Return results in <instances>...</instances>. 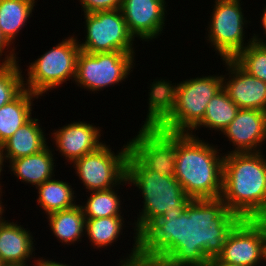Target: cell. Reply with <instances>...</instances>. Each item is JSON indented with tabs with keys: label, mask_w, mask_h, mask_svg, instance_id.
Returning <instances> with one entry per match:
<instances>
[{
	"label": "cell",
	"mask_w": 266,
	"mask_h": 266,
	"mask_svg": "<svg viewBox=\"0 0 266 266\" xmlns=\"http://www.w3.org/2000/svg\"><path fill=\"white\" fill-rule=\"evenodd\" d=\"M126 178L143 198V208L130 225L145 244H165L187 251L202 241L207 213L186 195L174 176L149 170L130 151Z\"/></svg>",
	"instance_id": "cell-1"
},
{
	"label": "cell",
	"mask_w": 266,
	"mask_h": 266,
	"mask_svg": "<svg viewBox=\"0 0 266 266\" xmlns=\"http://www.w3.org/2000/svg\"><path fill=\"white\" fill-rule=\"evenodd\" d=\"M149 87L146 117L163 130L189 133L203 119L211 98L223 88V74L179 83L159 78Z\"/></svg>",
	"instance_id": "cell-2"
},
{
	"label": "cell",
	"mask_w": 266,
	"mask_h": 266,
	"mask_svg": "<svg viewBox=\"0 0 266 266\" xmlns=\"http://www.w3.org/2000/svg\"><path fill=\"white\" fill-rule=\"evenodd\" d=\"M265 213L266 157L263 151L225 154L222 194L207 216L260 219Z\"/></svg>",
	"instance_id": "cell-3"
},
{
	"label": "cell",
	"mask_w": 266,
	"mask_h": 266,
	"mask_svg": "<svg viewBox=\"0 0 266 266\" xmlns=\"http://www.w3.org/2000/svg\"><path fill=\"white\" fill-rule=\"evenodd\" d=\"M223 154L218 146L198 136L177 132L174 177L186 195L207 214L222 194Z\"/></svg>",
	"instance_id": "cell-4"
},
{
	"label": "cell",
	"mask_w": 266,
	"mask_h": 266,
	"mask_svg": "<svg viewBox=\"0 0 266 266\" xmlns=\"http://www.w3.org/2000/svg\"><path fill=\"white\" fill-rule=\"evenodd\" d=\"M202 242L223 262L241 266L266 264V225L261 219L207 216Z\"/></svg>",
	"instance_id": "cell-5"
},
{
	"label": "cell",
	"mask_w": 266,
	"mask_h": 266,
	"mask_svg": "<svg viewBox=\"0 0 266 266\" xmlns=\"http://www.w3.org/2000/svg\"><path fill=\"white\" fill-rule=\"evenodd\" d=\"M80 52L75 35L62 39L33 62H29L24 88L42 97L66 81L75 80L77 58Z\"/></svg>",
	"instance_id": "cell-6"
},
{
	"label": "cell",
	"mask_w": 266,
	"mask_h": 266,
	"mask_svg": "<svg viewBox=\"0 0 266 266\" xmlns=\"http://www.w3.org/2000/svg\"><path fill=\"white\" fill-rule=\"evenodd\" d=\"M241 0H215L208 22L206 42L214 48L220 59H233L253 38L245 42V29L251 21L244 17ZM246 18V20H245ZM245 28V29H244ZM245 42V43H244Z\"/></svg>",
	"instance_id": "cell-7"
},
{
	"label": "cell",
	"mask_w": 266,
	"mask_h": 266,
	"mask_svg": "<svg viewBox=\"0 0 266 266\" xmlns=\"http://www.w3.org/2000/svg\"><path fill=\"white\" fill-rule=\"evenodd\" d=\"M135 55L121 51L87 53L80 50L74 84L95 94L123 83L134 70Z\"/></svg>",
	"instance_id": "cell-8"
},
{
	"label": "cell",
	"mask_w": 266,
	"mask_h": 266,
	"mask_svg": "<svg viewBox=\"0 0 266 266\" xmlns=\"http://www.w3.org/2000/svg\"><path fill=\"white\" fill-rule=\"evenodd\" d=\"M110 145L104 144L97 150L75 160L72 167L87 192L109 190L117 187L126 178L129 142L115 154Z\"/></svg>",
	"instance_id": "cell-9"
},
{
	"label": "cell",
	"mask_w": 266,
	"mask_h": 266,
	"mask_svg": "<svg viewBox=\"0 0 266 266\" xmlns=\"http://www.w3.org/2000/svg\"><path fill=\"white\" fill-rule=\"evenodd\" d=\"M85 40H78L87 53L121 51L135 53L134 36L129 32L120 9L83 14ZM80 41V42H79Z\"/></svg>",
	"instance_id": "cell-10"
},
{
	"label": "cell",
	"mask_w": 266,
	"mask_h": 266,
	"mask_svg": "<svg viewBox=\"0 0 266 266\" xmlns=\"http://www.w3.org/2000/svg\"><path fill=\"white\" fill-rule=\"evenodd\" d=\"M129 140L130 151L151 171L161 176H174L177 132L159 128L149 117Z\"/></svg>",
	"instance_id": "cell-11"
},
{
	"label": "cell",
	"mask_w": 266,
	"mask_h": 266,
	"mask_svg": "<svg viewBox=\"0 0 266 266\" xmlns=\"http://www.w3.org/2000/svg\"><path fill=\"white\" fill-rule=\"evenodd\" d=\"M166 7V0H123L120 10L134 38L149 42L164 33Z\"/></svg>",
	"instance_id": "cell-12"
},
{
	"label": "cell",
	"mask_w": 266,
	"mask_h": 266,
	"mask_svg": "<svg viewBox=\"0 0 266 266\" xmlns=\"http://www.w3.org/2000/svg\"><path fill=\"white\" fill-rule=\"evenodd\" d=\"M101 128L85 121H72L59 129H54L50 135L56 145V151L72 165L84 155L97 150L104 143L101 138ZM102 141V142H101Z\"/></svg>",
	"instance_id": "cell-13"
},
{
	"label": "cell",
	"mask_w": 266,
	"mask_h": 266,
	"mask_svg": "<svg viewBox=\"0 0 266 266\" xmlns=\"http://www.w3.org/2000/svg\"><path fill=\"white\" fill-rule=\"evenodd\" d=\"M227 67L223 75V89L240 109L266 112V83L248 74L233 59H222ZM225 63V64H224ZM226 76V77H225Z\"/></svg>",
	"instance_id": "cell-14"
},
{
	"label": "cell",
	"mask_w": 266,
	"mask_h": 266,
	"mask_svg": "<svg viewBox=\"0 0 266 266\" xmlns=\"http://www.w3.org/2000/svg\"><path fill=\"white\" fill-rule=\"evenodd\" d=\"M234 150L227 153L261 152L266 141V112L239 109L233 121L221 132Z\"/></svg>",
	"instance_id": "cell-15"
},
{
	"label": "cell",
	"mask_w": 266,
	"mask_h": 266,
	"mask_svg": "<svg viewBox=\"0 0 266 266\" xmlns=\"http://www.w3.org/2000/svg\"><path fill=\"white\" fill-rule=\"evenodd\" d=\"M17 223V224H16ZM4 220L0 224V259L3 264L29 265L35 252L34 237L18 222ZM28 229V230H27ZM34 240V241H33ZM33 253V254H32Z\"/></svg>",
	"instance_id": "cell-16"
},
{
	"label": "cell",
	"mask_w": 266,
	"mask_h": 266,
	"mask_svg": "<svg viewBox=\"0 0 266 266\" xmlns=\"http://www.w3.org/2000/svg\"><path fill=\"white\" fill-rule=\"evenodd\" d=\"M48 145L40 152L13 159L8 168L21 182L35 188L45 181L55 178V153Z\"/></svg>",
	"instance_id": "cell-17"
},
{
	"label": "cell",
	"mask_w": 266,
	"mask_h": 266,
	"mask_svg": "<svg viewBox=\"0 0 266 266\" xmlns=\"http://www.w3.org/2000/svg\"><path fill=\"white\" fill-rule=\"evenodd\" d=\"M39 121V122H38ZM39 119L31 118L2 144L5 162L42 151L48 144ZM7 160V161H6Z\"/></svg>",
	"instance_id": "cell-18"
},
{
	"label": "cell",
	"mask_w": 266,
	"mask_h": 266,
	"mask_svg": "<svg viewBox=\"0 0 266 266\" xmlns=\"http://www.w3.org/2000/svg\"><path fill=\"white\" fill-rule=\"evenodd\" d=\"M40 96L24 89L15 99L0 107V144L32 118L34 99Z\"/></svg>",
	"instance_id": "cell-19"
},
{
	"label": "cell",
	"mask_w": 266,
	"mask_h": 266,
	"mask_svg": "<svg viewBox=\"0 0 266 266\" xmlns=\"http://www.w3.org/2000/svg\"><path fill=\"white\" fill-rule=\"evenodd\" d=\"M47 222L52 235L59 243L71 245L81 242L85 234V216L80 204L72 208L61 210L47 215ZM82 237V238H81Z\"/></svg>",
	"instance_id": "cell-20"
},
{
	"label": "cell",
	"mask_w": 266,
	"mask_h": 266,
	"mask_svg": "<svg viewBox=\"0 0 266 266\" xmlns=\"http://www.w3.org/2000/svg\"><path fill=\"white\" fill-rule=\"evenodd\" d=\"M37 0H0V31L14 47L15 38L32 17Z\"/></svg>",
	"instance_id": "cell-21"
},
{
	"label": "cell",
	"mask_w": 266,
	"mask_h": 266,
	"mask_svg": "<svg viewBox=\"0 0 266 266\" xmlns=\"http://www.w3.org/2000/svg\"><path fill=\"white\" fill-rule=\"evenodd\" d=\"M133 248L119 266H167L179 250L165 244H145L139 235H133ZM135 238V239H134Z\"/></svg>",
	"instance_id": "cell-22"
},
{
	"label": "cell",
	"mask_w": 266,
	"mask_h": 266,
	"mask_svg": "<svg viewBox=\"0 0 266 266\" xmlns=\"http://www.w3.org/2000/svg\"><path fill=\"white\" fill-rule=\"evenodd\" d=\"M73 189L70 183L52 178L36 187L39 194L37 204L46 215L72 208L77 205Z\"/></svg>",
	"instance_id": "cell-23"
},
{
	"label": "cell",
	"mask_w": 266,
	"mask_h": 266,
	"mask_svg": "<svg viewBox=\"0 0 266 266\" xmlns=\"http://www.w3.org/2000/svg\"><path fill=\"white\" fill-rule=\"evenodd\" d=\"M239 109L222 88L211 98L203 119L189 133L196 136L195 131L204 127V129L208 128V130L220 131L219 133L221 134L236 117Z\"/></svg>",
	"instance_id": "cell-24"
},
{
	"label": "cell",
	"mask_w": 266,
	"mask_h": 266,
	"mask_svg": "<svg viewBox=\"0 0 266 266\" xmlns=\"http://www.w3.org/2000/svg\"><path fill=\"white\" fill-rule=\"evenodd\" d=\"M126 186L128 184L125 178L117 188L114 187L109 190L90 191L86 203H82L81 207L84 212L85 219H96L101 217L124 216L122 214L121 195H118L120 185ZM117 189V190H116ZM85 204V205H84Z\"/></svg>",
	"instance_id": "cell-25"
},
{
	"label": "cell",
	"mask_w": 266,
	"mask_h": 266,
	"mask_svg": "<svg viewBox=\"0 0 266 266\" xmlns=\"http://www.w3.org/2000/svg\"><path fill=\"white\" fill-rule=\"evenodd\" d=\"M123 223H125L123 216L86 219L84 236L88 237L91 247L107 248L118 241L120 235H123Z\"/></svg>",
	"instance_id": "cell-26"
},
{
	"label": "cell",
	"mask_w": 266,
	"mask_h": 266,
	"mask_svg": "<svg viewBox=\"0 0 266 266\" xmlns=\"http://www.w3.org/2000/svg\"><path fill=\"white\" fill-rule=\"evenodd\" d=\"M259 35L253 33V42L233 60L248 74L266 83V40Z\"/></svg>",
	"instance_id": "cell-27"
},
{
	"label": "cell",
	"mask_w": 266,
	"mask_h": 266,
	"mask_svg": "<svg viewBox=\"0 0 266 266\" xmlns=\"http://www.w3.org/2000/svg\"><path fill=\"white\" fill-rule=\"evenodd\" d=\"M16 62L0 63V107L15 99L24 88V74Z\"/></svg>",
	"instance_id": "cell-28"
},
{
	"label": "cell",
	"mask_w": 266,
	"mask_h": 266,
	"mask_svg": "<svg viewBox=\"0 0 266 266\" xmlns=\"http://www.w3.org/2000/svg\"><path fill=\"white\" fill-rule=\"evenodd\" d=\"M187 252L201 266H241L221 261L202 241L192 245Z\"/></svg>",
	"instance_id": "cell-29"
},
{
	"label": "cell",
	"mask_w": 266,
	"mask_h": 266,
	"mask_svg": "<svg viewBox=\"0 0 266 266\" xmlns=\"http://www.w3.org/2000/svg\"><path fill=\"white\" fill-rule=\"evenodd\" d=\"M83 14L99 11L117 10L121 8L123 0H79Z\"/></svg>",
	"instance_id": "cell-30"
},
{
	"label": "cell",
	"mask_w": 266,
	"mask_h": 266,
	"mask_svg": "<svg viewBox=\"0 0 266 266\" xmlns=\"http://www.w3.org/2000/svg\"><path fill=\"white\" fill-rule=\"evenodd\" d=\"M12 49V50H11ZM8 50V51H5ZM16 48H13L3 37L0 31V63H11L16 62L19 58H17V53H15ZM5 51V52H4ZM4 54L5 57H2ZM8 53V54H7ZM2 60V62H1Z\"/></svg>",
	"instance_id": "cell-31"
},
{
	"label": "cell",
	"mask_w": 266,
	"mask_h": 266,
	"mask_svg": "<svg viewBox=\"0 0 266 266\" xmlns=\"http://www.w3.org/2000/svg\"><path fill=\"white\" fill-rule=\"evenodd\" d=\"M167 266H201L187 251H179Z\"/></svg>",
	"instance_id": "cell-32"
},
{
	"label": "cell",
	"mask_w": 266,
	"mask_h": 266,
	"mask_svg": "<svg viewBox=\"0 0 266 266\" xmlns=\"http://www.w3.org/2000/svg\"><path fill=\"white\" fill-rule=\"evenodd\" d=\"M34 264H32L33 266H71L69 264L66 263H62L61 262H57V261H53V259L49 260V259H43V257H40L39 259L35 258Z\"/></svg>",
	"instance_id": "cell-33"
},
{
	"label": "cell",
	"mask_w": 266,
	"mask_h": 266,
	"mask_svg": "<svg viewBox=\"0 0 266 266\" xmlns=\"http://www.w3.org/2000/svg\"><path fill=\"white\" fill-rule=\"evenodd\" d=\"M260 20H261V24L260 25H262L263 27V35H265L264 36V38L266 37V6H265V8L263 9V13H262V15H261V18H260Z\"/></svg>",
	"instance_id": "cell-34"
},
{
	"label": "cell",
	"mask_w": 266,
	"mask_h": 266,
	"mask_svg": "<svg viewBox=\"0 0 266 266\" xmlns=\"http://www.w3.org/2000/svg\"><path fill=\"white\" fill-rule=\"evenodd\" d=\"M4 155H3V150H2V145L0 144V176H1V172L4 170ZM3 168V169H2ZM2 180V179H0ZM1 182V181H0ZM0 187H2L1 183H0Z\"/></svg>",
	"instance_id": "cell-35"
},
{
	"label": "cell",
	"mask_w": 266,
	"mask_h": 266,
	"mask_svg": "<svg viewBox=\"0 0 266 266\" xmlns=\"http://www.w3.org/2000/svg\"><path fill=\"white\" fill-rule=\"evenodd\" d=\"M264 224L266 225V213L260 218Z\"/></svg>",
	"instance_id": "cell-36"
},
{
	"label": "cell",
	"mask_w": 266,
	"mask_h": 266,
	"mask_svg": "<svg viewBox=\"0 0 266 266\" xmlns=\"http://www.w3.org/2000/svg\"><path fill=\"white\" fill-rule=\"evenodd\" d=\"M3 266H28V265H13V264H4ZM30 266V265H29Z\"/></svg>",
	"instance_id": "cell-37"
}]
</instances>
